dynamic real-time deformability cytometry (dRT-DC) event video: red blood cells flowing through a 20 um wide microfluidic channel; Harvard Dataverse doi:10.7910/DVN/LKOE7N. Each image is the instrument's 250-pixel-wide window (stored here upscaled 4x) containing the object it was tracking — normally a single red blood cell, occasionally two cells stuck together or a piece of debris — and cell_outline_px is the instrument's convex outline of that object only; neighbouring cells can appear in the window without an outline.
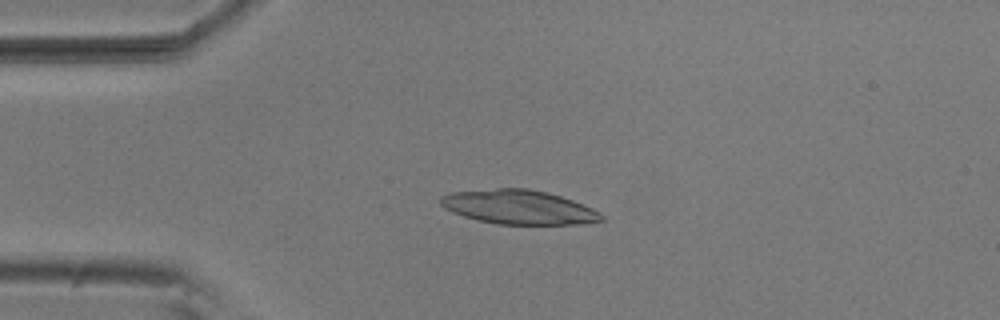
{"species": "common noctule bat (a hibernating species)", "species_latin": "Nyctalus noctula", "temperature_condition": "room temperature", "stored_images_in_passage": 5, "camera_frame_rate_fps": 3000, "um_per_image_px": 0.085, "animal": {"sex": "male", "body_mass_g": 20.5, "forearm_length_mm": 52.5}, "frame": {"image": 1, "passage_image": 4, "time_ms": 1.0, "image_size_px": [1000, 320], "cell_outline_px": [[604, 220], [584, 224], [496, 224], [464, 216], [452, 212], [444, 208], [440, 204], [440, 196], [452, 192], [496, 188], [528, 188], [548, 192], [572, 200], [592, 208], [600, 212], [604, 216]], "centroid_in_image_um": [44.1, 17.6], "position_along_channel_um": 40.9, "area_um2": 32.08}}